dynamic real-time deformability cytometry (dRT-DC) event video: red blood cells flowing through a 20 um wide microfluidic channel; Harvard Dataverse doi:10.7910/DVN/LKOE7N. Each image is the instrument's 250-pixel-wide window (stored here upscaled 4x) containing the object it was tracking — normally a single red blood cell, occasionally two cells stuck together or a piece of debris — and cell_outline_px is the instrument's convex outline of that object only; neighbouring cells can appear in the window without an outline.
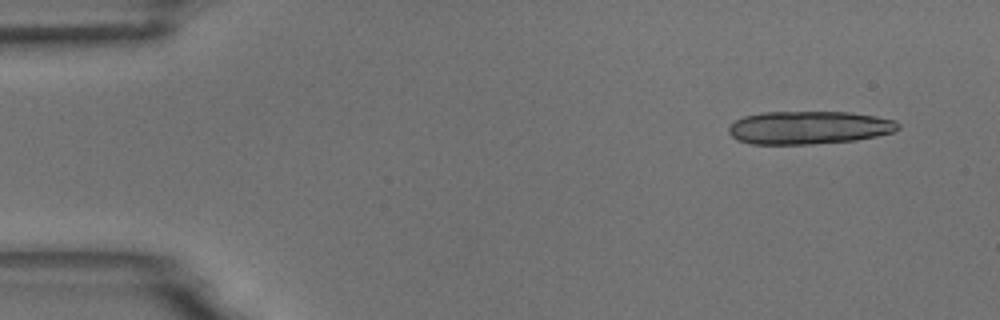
{"species": "common noctule bat (a hibernating species)", "species_latin": "Nyctalus noctula", "temperature_condition": "room temperature", "stored_images_in_passage": 5, "camera_frame_rate_fps": 3000, "um_per_image_px": 0.085, "animal": {"sex": "male", "body_mass_g": 18.8}, "frame": {"image": 1, "passage_image": 1, "time_ms": 0.0, "image_size_px": [1000, 320], "cell_outline_px": [[900, 128], [892, 132], [876, 136], [856, 140], [812, 144], [748, 144], [736, 140], [728, 132], [728, 128], [736, 120], [744, 116], [764, 112], [848, 112], [876, 116], [896, 120], [900, 124]], "centroid_in_image_um": [68.75, 10.85], "position_along_channel_um": 16.2, "area_um2": 32.77}}